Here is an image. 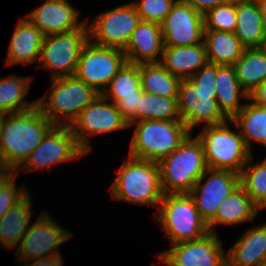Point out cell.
Wrapping results in <instances>:
<instances>
[{"mask_svg": "<svg viewBox=\"0 0 266 266\" xmlns=\"http://www.w3.org/2000/svg\"><path fill=\"white\" fill-rule=\"evenodd\" d=\"M31 197L28 193L0 218V242L4 248H17L31 221Z\"/></svg>", "mask_w": 266, "mask_h": 266, "instance_id": "obj_27", "label": "cell"}, {"mask_svg": "<svg viewBox=\"0 0 266 266\" xmlns=\"http://www.w3.org/2000/svg\"><path fill=\"white\" fill-rule=\"evenodd\" d=\"M229 122L237 125V129L241 128V136L250 152L252 150L251 141L266 146V107L248 102Z\"/></svg>", "mask_w": 266, "mask_h": 266, "instance_id": "obj_29", "label": "cell"}, {"mask_svg": "<svg viewBox=\"0 0 266 266\" xmlns=\"http://www.w3.org/2000/svg\"><path fill=\"white\" fill-rule=\"evenodd\" d=\"M215 81L218 107L228 120H232L244 107V104L240 105V97L248 99V94L238 83L233 66L216 64Z\"/></svg>", "mask_w": 266, "mask_h": 266, "instance_id": "obj_25", "label": "cell"}, {"mask_svg": "<svg viewBox=\"0 0 266 266\" xmlns=\"http://www.w3.org/2000/svg\"><path fill=\"white\" fill-rule=\"evenodd\" d=\"M85 155L70 126L54 125L21 165V168H26L25 172L36 171L43 167L50 170L51 165L78 159Z\"/></svg>", "mask_w": 266, "mask_h": 266, "instance_id": "obj_13", "label": "cell"}, {"mask_svg": "<svg viewBox=\"0 0 266 266\" xmlns=\"http://www.w3.org/2000/svg\"><path fill=\"white\" fill-rule=\"evenodd\" d=\"M236 18V37L246 49L258 48L266 28L257 1L236 0Z\"/></svg>", "mask_w": 266, "mask_h": 266, "instance_id": "obj_24", "label": "cell"}, {"mask_svg": "<svg viewBox=\"0 0 266 266\" xmlns=\"http://www.w3.org/2000/svg\"><path fill=\"white\" fill-rule=\"evenodd\" d=\"M44 37L26 17L20 19L8 46L6 65L39 61Z\"/></svg>", "mask_w": 266, "mask_h": 266, "instance_id": "obj_20", "label": "cell"}, {"mask_svg": "<svg viewBox=\"0 0 266 266\" xmlns=\"http://www.w3.org/2000/svg\"><path fill=\"white\" fill-rule=\"evenodd\" d=\"M4 113H1L0 112V131H1V126H2V122H3V119H4Z\"/></svg>", "mask_w": 266, "mask_h": 266, "instance_id": "obj_46", "label": "cell"}, {"mask_svg": "<svg viewBox=\"0 0 266 266\" xmlns=\"http://www.w3.org/2000/svg\"><path fill=\"white\" fill-rule=\"evenodd\" d=\"M256 1L259 5L261 16L263 17L264 25L266 28V0H256Z\"/></svg>", "mask_w": 266, "mask_h": 266, "instance_id": "obj_43", "label": "cell"}, {"mask_svg": "<svg viewBox=\"0 0 266 266\" xmlns=\"http://www.w3.org/2000/svg\"><path fill=\"white\" fill-rule=\"evenodd\" d=\"M126 62L123 50L89 39L81 50L74 76L101 94Z\"/></svg>", "mask_w": 266, "mask_h": 266, "instance_id": "obj_10", "label": "cell"}, {"mask_svg": "<svg viewBox=\"0 0 266 266\" xmlns=\"http://www.w3.org/2000/svg\"><path fill=\"white\" fill-rule=\"evenodd\" d=\"M141 88L144 92L178 97L181 79L172 75L161 63L139 64Z\"/></svg>", "mask_w": 266, "mask_h": 266, "instance_id": "obj_31", "label": "cell"}, {"mask_svg": "<svg viewBox=\"0 0 266 266\" xmlns=\"http://www.w3.org/2000/svg\"><path fill=\"white\" fill-rule=\"evenodd\" d=\"M258 208L253 204L250 196L239 185L232 193L223 199L217 214L207 224L208 231L216 233L214 230L218 224L234 225L248 220H253L258 214Z\"/></svg>", "mask_w": 266, "mask_h": 266, "instance_id": "obj_23", "label": "cell"}, {"mask_svg": "<svg viewBox=\"0 0 266 266\" xmlns=\"http://www.w3.org/2000/svg\"><path fill=\"white\" fill-rule=\"evenodd\" d=\"M111 185L113 199L134 204L157 206L164 196L158 162L132 156L123 162Z\"/></svg>", "mask_w": 266, "mask_h": 266, "instance_id": "obj_3", "label": "cell"}, {"mask_svg": "<svg viewBox=\"0 0 266 266\" xmlns=\"http://www.w3.org/2000/svg\"><path fill=\"white\" fill-rule=\"evenodd\" d=\"M177 0L132 1L141 21L161 24Z\"/></svg>", "mask_w": 266, "mask_h": 266, "instance_id": "obj_36", "label": "cell"}, {"mask_svg": "<svg viewBox=\"0 0 266 266\" xmlns=\"http://www.w3.org/2000/svg\"><path fill=\"white\" fill-rule=\"evenodd\" d=\"M161 25L164 47L203 43L204 15L177 0Z\"/></svg>", "mask_w": 266, "mask_h": 266, "instance_id": "obj_17", "label": "cell"}, {"mask_svg": "<svg viewBox=\"0 0 266 266\" xmlns=\"http://www.w3.org/2000/svg\"><path fill=\"white\" fill-rule=\"evenodd\" d=\"M87 21L77 30L46 35L41 47V68L55 72L52 78L74 76L80 53L89 40Z\"/></svg>", "mask_w": 266, "mask_h": 266, "instance_id": "obj_9", "label": "cell"}, {"mask_svg": "<svg viewBox=\"0 0 266 266\" xmlns=\"http://www.w3.org/2000/svg\"><path fill=\"white\" fill-rule=\"evenodd\" d=\"M140 21L132 2L118 6L96 16L88 25L89 39L97 45L124 50Z\"/></svg>", "mask_w": 266, "mask_h": 266, "instance_id": "obj_12", "label": "cell"}, {"mask_svg": "<svg viewBox=\"0 0 266 266\" xmlns=\"http://www.w3.org/2000/svg\"><path fill=\"white\" fill-rule=\"evenodd\" d=\"M185 4H189L195 8L198 12L205 14L209 9L215 6L231 2L233 0H180Z\"/></svg>", "mask_w": 266, "mask_h": 266, "instance_id": "obj_39", "label": "cell"}, {"mask_svg": "<svg viewBox=\"0 0 266 266\" xmlns=\"http://www.w3.org/2000/svg\"><path fill=\"white\" fill-rule=\"evenodd\" d=\"M18 171L15 172V169H4L0 171V193L2 190L8 186L14 179L17 177Z\"/></svg>", "mask_w": 266, "mask_h": 266, "instance_id": "obj_42", "label": "cell"}, {"mask_svg": "<svg viewBox=\"0 0 266 266\" xmlns=\"http://www.w3.org/2000/svg\"><path fill=\"white\" fill-rule=\"evenodd\" d=\"M228 121L206 126L197 138L201 141L208 169L228 170L240 174L252 156L240 132H234Z\"/></svg>", "mask_w": 266, "mask_h": 266, "instance_id": "obj_8", "label": "cell"}, {"mask_svg": "<svg viewBox=\"0 0 266 266\" xmlns=\"http://www.w3.org/2000/svg\"><path fill=\"white\" fill-rule=\"evenodd\" d=\"M258 49L266 55V30H265V33L263 35V38L261 40V43H260Z\"/></svg>", "mask_w": 266, "mask_h": 266, "instance_id": "obj_44", "label": "cell"}, {"mask_svg": "<svg viewBox=\"0 0 266 266\" xmlns=\"http://www.w3.org/2000/svg\"><path fill=\"white\" fill-rule=\"evenodd\" d=\"M203 42L209 63L233 66L246 49L234 32L204 29Z\"/></svg>", "mask_w": 266, "mask_h": 266, "instance_id": "obj_26", "label": "cell"}, {"mask_svg": "<svg viewBox=\"0 0 266 266\" xmlns=\"http://www.w3.org/2000/svg\"><path fill=\"white\" fill-rule=\"evenodd\" d=\"M233 67L238 83L248 95L266 80V55L258 48L245 49Z\"/></svg>", "mask_w": 266, "mask_h": 266, "instance_id": "obj_28", "label": "cell"}, {"mask_svg": "<svg viewBox=\"0 0 266 266\" xmlns=\"http://www.w3.org/2000/svg\"><path fill=\"white\" fill-rule=\"evenodd\" d=\"M24 262V266H62V256H55V257H49V258H42V259H36L31 260V262Z\"/></svg>", "mask_w": 266, "mask_h": 266, "instance_id": "obj_41", "label": "cell"}, {"mask_svg": "<svg viewBox=\"0 0 266 266\" xmlns=\"http://www.w3.org/2000/svg\"><path fill=\"white\" fill-rule=\"evenodd\" d=\"M160 63L172 75L189 79L208 63L205 44L164 47Z\"/></svg>", "mask_w": 266, "mask_h": 266, "instance_id": "obj_22", "label": "cell"}, {"mask_svg": "<svg viewBox=\"0 0 266 266\" xmlns=\"http://www.w3.org/2000/svg\"><path fill=\"white\" fill-rule=\"evenodd\" d=\"M207 181L202 184L204 177ZM240 185L239 174L228 170L207 169L189 193L200 217L208 224L217 214L223 199Z\"/></svg>", "mask_w": 266, "mask_h": 266, "instance_id": "obj_16", "label": "cell"}, {"mask_svg": "<svg viewBox=\"0 0 266 266\" xmlns=\"http://www.w3.org/2000/svg\"><path fill=\"white\" fill-rule=\"evenodd\" d=\"M252 157L249 158L239 174L240 185L260 210L266 208V158L247 168L248 163L253 162Z\"/></svg>", "mask_w": 266, "mask_h": 266, "instance_id": "obj_34", "label": "cell"}, {"mask_svg": "<svg viewBox=\"0 0 266 266\" xmlns=\"http://www.w3.org/2000/svg\"><path fill=\"white\" fill-rule=\"evenodd\" d=\"M30 78L16 75L0 78V112L14 114L29 111L37 106V101H24L28 93Z\"/></svg>", "mask_w": 266, "mask_h": 266, "instance_id": "obj_30", "label": "cell"}, {"mask_svg": "<svg viewBox=\"0 0 266 266\" xmlns=\"http://www.w3.org/2000/svg\"><path fill=\"white\" fill-rule=\"evenodd\" d=\"M137 124L130 143L129 156L159 162L170 155L191 134L181 120L148 119Z\"/></svg>", "mask_w": 266, "mask_h": 266, "instance_id": "obj_5", "label": "cell"}, {"mask_svg": "<svg viewBox=\"0 0 266 266\" xmlns=\"http://www.w3.org/2000/svg\"><path fill=\"white\" fill-rule=\"evenodd\" d=\"M26 190L24 187L17 189L15 179L2 190L0 193V218L28 194Z\"/></svg>", "mask_w": 266, "mask_h": 266, "instance_id": "obj_37", "label": "cell"}, {"mask_svg": "<svg viewBox=\"0 0 266 266\" xmlns=\"http://www.w3.org/2000/svg\"><path fill=\"white\" fill-rule=\"evenodd\" d=\"M38 218L29 226L17 247L16 257L24 262L61 256L56 248L71 236L70 232L53 222L49 214L43 212Z\"/></svg>", "mask_w": 266, "mask_h": 266, "instance_id": "obj_15", "label": "cell"}, {"mask_svg": "<svg viewBox=\"0 0 266 266\" xmlns=\"http://www.w3.org/2000/svg\"><path fill=\"white\" fill-rule=\"evenodd\" d=\"M165 194L190 193L208 169L201 141L191 134L170 155L158 162Z\"/></svg>", "mask_w": 266, "mask_h": 266, "instance_id": "obj_4", "label": "cell"}, {"mask_svg": "<svg viewBox=\"0 0 266 266\" xmlns=\"http://www.w3.org/2000/svg\"><path fill=\"white\" fill-rule=\"evenodd\" d=\"M227 266H266V224L250 228L229 249Z\"/></svg>", "mask_w": 266, "mask_h": 266, "instance_id": "obj_21", "label": "cell"}, {"mask_svg": "<svg viewBox=\"0 0 266 266\" xmlns=\"http://www.w3.org/2000/svg\"><path fill=\"white\" fill-rule=\"evenodd\" d=\"M203 15L205 29L235 32L237 25L236 0L215 6Z\"/></svg>", "mask_w": 266, "mask_h": 266, "instance_id": "obj_35", "label": "cell"}, {"mask_svg": "<svg viewBox=\"0 0 266 266\" xmlns=\"http://www.w3.org/2000/svg\"><path fill=\"white\" fill-rule=\"evenodd\" d=\"M50 91L48 96L36 100L37 107L54 125L63 126H71L81 111L100 95L75 76L52 78Z\"/></svg>", "mask_w": 266, "mask_h": 266, "instance_id": "obj_6", "label": "cell"}, {"mask_svg": "<svg viewBox=\"0 0 266 266\" xmlns=\"http://www.w3.org/2000/svg\"><path fill=\"white\" fill-rule=\"evenodd\" d=\"M216 64L207 63L189 79H181L178 90V110L181 121L191 131L200 122L217 125L228 119L216 100Z\"/></svg>", "mask_w": 266, "mask_h": 266, "instance_id": "obj_1", "label": "cell"}, {"mask_svg": "<svg viewBox=\"0 0 266 266\" xmlns=\"http://www.w3.org/2000/svg\"><path fill=\"white\" fill-rule=\"evenodd\" d=\"M9 167L7 166L4 158H3V155H2V152H1V149H0V171L1 170H4V169H8Z\"/></svg>", "mask_w": 266, "mask_h": 266, "instance_id": "obj_45", "label": "cell"}, {"mask_svg": "<svg viewBox=\"0 0 266 266\" xmlns=\"http://www.w3.org/2000/svg\"><path fill=\"white\" fill-rule=\"evenodd\" d=\"M7 116L4 115L1 126L0 149L7 166L17 170L54 124L37 106L29 111Z\"/></svg>", "mask_w": 266, "mask_h": 266, "instance_id": "obj_2", "label": "cell"}, {"mask_svg": "<svg viewBox=\"0 0 266 266\" xmlns=\"http://www.w3.org/2000/svg\"><path fill=\"white\" fill-rule=\"evenodd\" d=\"M181 120L177 97H166L144 92L137 107V121Z\"/></svg>", "mask_w": 266, "mask_h": 266, "instance_id": "obj_33", "label": "cell"}, {"mask_svg": "<svg viewBox=\"0 0 266 266\" xmlns=\"http://www.w3.org/2000/svg\"><path fill=\"white\" fill-rule=\"evenodd\" d=\"M107 101L101 94L98 95L70 126L79 147L86 154L91 151L88 135L111 133L129 127L116 104Z\"/></svg>", "mask_w": 266, "mask_h": 266, "instance_id": "obj_11", "label": "cell"}, {"mask_svg": "<svg viewBox=\"0 0 266 266\" xmlns=\"http://www.w3.org/2000/svg\"><path fill=\"white\" fill-rule=\"evenodd\" d=\"M141 87L139 65L126 62L112 78L101 95L116 104L122 97L138 96ZM107 91V92H106Z\"/></svg>", "mask_w": 266, "mask_h": 266, "instance_id": "obj_32", "label": "cell"}, {"mask_svg": "<svg viewBox=\"0 0 266 266\" xmlns=\"http://www.w3.org/2000/svg\"><path fill=\"white\" fill-rule=\"evenodd\" d=\"M45 36L67 33L79 29V12L68 0H45L38 8L26 15Z\"/></svg>", "mask_w": 266, "mask_h": 266, "instance_id": "obj_18", "label": "cell"}, {"mask_svg": "<svg viewBox=\"0 0 266 266\" xmlns=\"http://www.w3.org/2000/svg\"><path fill=\"white\" fill-rule=\"evenodd\" d=\"M160 204L154 218L171 245L200 239L209 232L189 193L165 194Z\"/></svg>", "mask_w": 266, "mask_h": 266, "instance_id": "obj_7", "label": "cell"}, {"mask_svg": "<svg viewBox=\"0 0 266 266\" xmlns=\"http://www.w3.org/2000/svg\"><path fill=\"white\" fill-rule=\"evenodd\" d=\"M143 93L144 91L140 87L138 89V96L122 97V99L116 103L122 117L128 122V124L137 122V107H139L140 98Z\"/></svg>", "mask_w": 266, "mask_h": 266, "instance_id": "obj_38", "label": "cell"}, {"mask_svg": "<svg viewBox=\"0 0 266 266\" xmlns=\"http://www.w3.org/2000/svg\"><path fill=\"white\" fill-rule=\"evenodd\" d=\"M164 50L161 25L154 22L140 21L123 50L126 60L132 64L160 63Z\"/></svg>", "mask_w": 266, "mask_h": 266, "instance_id": "obj_19", "label": "cell"}, {"mask_svg": "<svg viewBox=\"0 0 266 266\" xmlns=\"http://www.w3.org/2000/svg\"><path fill=\"white\" fill-rule=\"evenodd\" d=\"M157 258L165 266H227L222 241L211 232L197 240L175 243Z\"/></svg>", "mask_w": 266, "mask_h": 266, "instance_id": "obj_14", "label": "cell"}, {"mask_svg": "<svg viewBox=\"0 0 266 266\" xmlns=\"http://www.w3.org/2000/svg\"><path fill=\"white\" fill-rule=\"evenodd\" d=\"M255 105L266 107V80L248 95Z\"/></svg>", "mask_w": 266, "mask_h": 266, "instance_id": "obj_40", "label": "cell"}]
</instances>
